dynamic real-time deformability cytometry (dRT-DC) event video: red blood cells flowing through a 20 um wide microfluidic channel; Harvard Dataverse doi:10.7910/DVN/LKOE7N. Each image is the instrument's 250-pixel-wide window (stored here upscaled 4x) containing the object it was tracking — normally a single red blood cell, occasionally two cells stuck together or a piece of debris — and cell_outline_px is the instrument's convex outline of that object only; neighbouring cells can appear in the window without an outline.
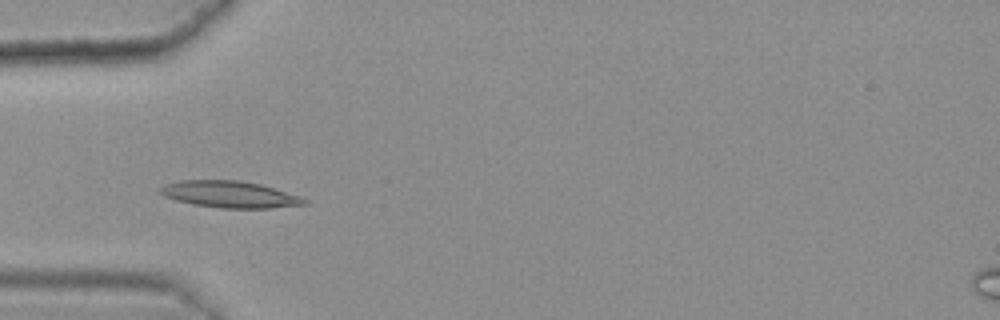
{"species": "common noctule bat (a hibernating species)", "species_latin": "Nyctalus noctula", "temperature_condition": "warm", "stored_images_in_passage": 30, "camera_frame_rate_fps": 3000, "um_per_image_px": 0.085, "animal": {"sex": "female", "body_mass_g": 25.1}, "frame": {"image": 1, "passage_image": 1, "time_ms": 0.0, "image_size_px": [1000, 320], "cell_outline_px": [[308, 204], [272, 208], [220, 208], [192, 204], [176, 200], [164, 196], [156, 192], [156, 188], [180, 180], [240, 180], [260, 184], [300, 196], [308, 200]], "centroid_in_image_um": [19.5, 16.52], "position_along_channel_um": 65.5, "area_um2": 22.54}}